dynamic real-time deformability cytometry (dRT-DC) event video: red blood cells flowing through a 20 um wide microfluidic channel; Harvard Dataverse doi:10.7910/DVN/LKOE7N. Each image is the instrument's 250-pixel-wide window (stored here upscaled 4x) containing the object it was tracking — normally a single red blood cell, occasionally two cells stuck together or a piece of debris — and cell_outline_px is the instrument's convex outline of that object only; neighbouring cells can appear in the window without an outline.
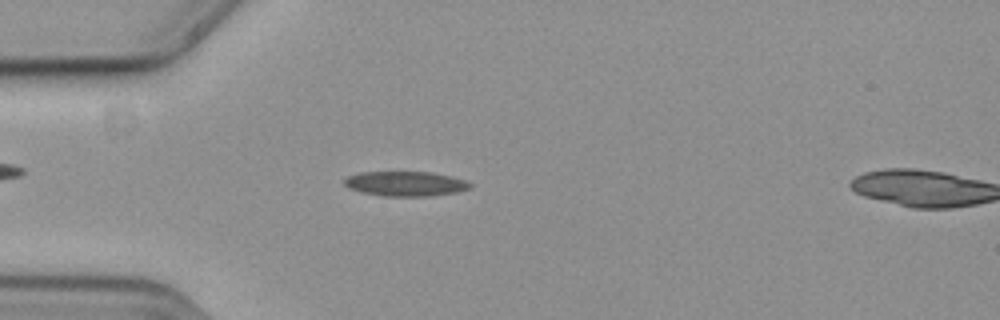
{"species": "common noctule bat (a hibernating species)", "species_latin": "Nyctalus noctula", "temperature_condition": "cold", "stored_images_in_passage": 17, "camera_frame_rate_fps": 3000, "um_per_image_px": 0.085, "animal": {"sex": "female", "body_mass_g": 19.3, "forearm_length_mm": 54.1}, "frame": {"image": 1, "passage_image": 15, "time_ms": 4.667, "image_size_px": [1000, 320], "cell_outline_px": [[472, 184], [468, 188], [456, 192], [428, 196], [380, 196], [360, 192], [348, 188], [344, 184], [344, 180], [348, 176], [360, 172], [432, 172], [464, 180]], "centroid_in_image_um": [34.4, 15.62], "position_along_channel_um": 50.6, "area_um2": 18.03}}